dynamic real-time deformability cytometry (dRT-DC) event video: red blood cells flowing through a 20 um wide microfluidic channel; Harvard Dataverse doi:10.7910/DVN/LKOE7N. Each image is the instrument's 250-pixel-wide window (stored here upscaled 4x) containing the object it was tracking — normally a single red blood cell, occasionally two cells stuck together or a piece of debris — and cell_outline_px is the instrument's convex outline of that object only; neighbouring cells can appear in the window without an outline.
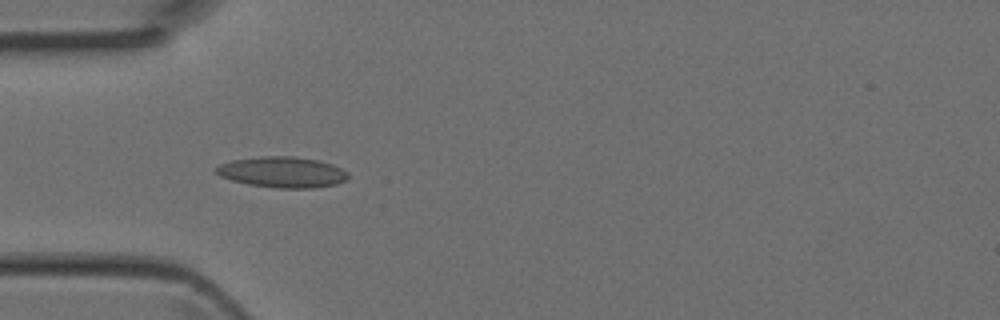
{"species": "Egyptian fruit bat (a non-hibernating species)", "species_latin": "Rousettus aegyptiacus", "temperature_condition": "room temperature", "stored_images_in_passage": 4, "camera_frame_rate_fps": 3000, "um_per_image_px": 0.085, "animal": {"sex": "female"}, "frame": {"image": 1, "passage_image": 3, "time_ms": 0.667, "image_size_px": [1000, 320], "cell_outline_px": [[348, 180], [336, 184], [312, 188], [276, 188], [248, 184], [232, 180], [220, 176], [212, 172], [212, 168], [220, 164], [232, 160], [260, 156], [292, 156], [316, 160], [332, 164], [348, 172]], "centroid_in_image_um": [23.95, 14.63], "position_along_channel_um": 61.0, "area_um2": 23.87}}
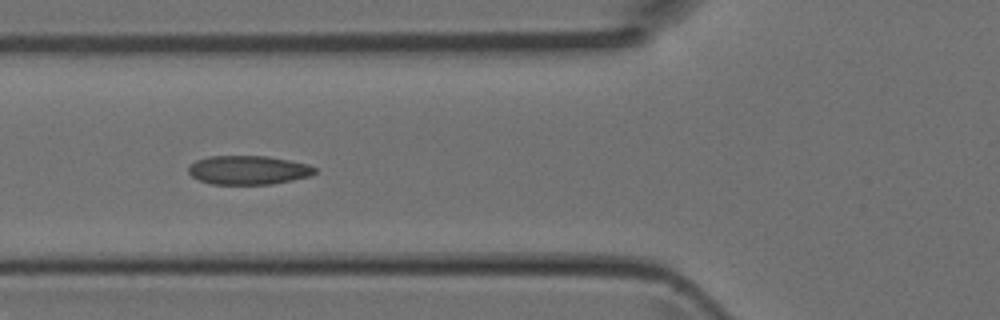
{"frame": {"image": 2, "passage_image": 4, "time_ms": 1.0, "image_size_px": [1000, 320], "cell_outline_px": [[316, 172], [312, 176], [272, 184], [212, 184], [200, 180], [192, 176], [188, 172], [188, 168], [196, 160], [208, 156], [268, 156], [308, 164], [316, 168]], "centroid_in_image_um": [21.13, 14.45], "position_along_channel_um": 104.7, "area_um2": 21.27}}